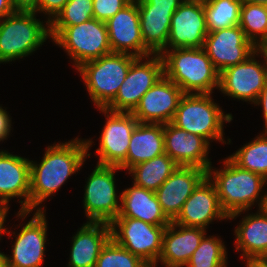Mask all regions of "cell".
Instances as JSON below:
<instances>
[{"label":"cell","mask_w":267,"mask_h":267,"mask_svg":"<svg viewBox=\"0 0 267 267\" xmlns=\"http://www.w3.org/2000/svg\"><path fill=\"white\" fill-rule=\"evenodd\" d=\"M10 212H7L5 209L0 207V242H1V229H2V225L5 219L6 214H8Z\"/></svg>","instance_id":"f6af8a7d"},{"label":"cell","mask_w":267,"mask_h":267,"mask_svg":"<svg viewBox=\"0 0 267 267\" xmlns=\"http://www.w3.org/2000/svg\"><path fill=\"white\" fill-rule=\"evenodd\" d=\"M219 169L210 166L207 176L214 184L222 209L229 216L233 213L260 207L267 180L236 165L226 157Z\"/></svg>","instance_id":"7a4b0ae2"},{"label":"cell","mask_w":267,"mask_h":267,"mask_svg":"<svg viewBox=\"0 0 267 267\" xmlns=\"http://www.w3.org/2000/svg\"><path fill=\"white\" fill-rule=\"evenodd\" d=\"M146 264L111 238L102 248L95 267H144Z\"/></svg>","instance_id":"836d02e7"},{"label":"cell","mask_w":267,"mask_h":267,"mask_svg":"<svg viewBox=\"0 0 267 267\" xmlns=\"http://www.w3.org/2000/svg\"><path fill=\"white\" fill-rule=\"evenodd\" d=\"M93 17V0H69L49 23L53 41L66 27L80 25Z\"/></svg>","instance_id":"d6a6232c"},{"label":"cell","mask_w":267,"mask_h":267,"mask_svg":"<svg viewBox=\"0 0 267 267\" xmlns=\"http://www.w3.org/2000/svg\"><path fill=\"white\" fill-rule=\"evenodd\" d=\"M13 153L0 149V207L9 212V202L18 199L20 207L15 218L23 222L32 214L29 212L30 159Z\"/></svg>","instance_id":"5bb4252c"},{"label":"cell","mask_w":267,"mask_h":267,"mask_svg":"<svg viewBox=\"0 0 267 267\" xmlns=\"http://www.w3.org/2000/svg\"><path fill=\"white\" fill-rule=\"evenodd\" d=\"M233 115L226 113L213 99V94H184L172 120L177 128L203 137L209 144L221 142L231 144L225 139L224 126L231 123ZM227 140V141H226Z\"/></svg>","instance_id":"5b68a950"},{"label":"cell","mask_w":267,"mask_h":267,"mask_svg":"<svg viewBox=\"0 0 267 267\" xmlns=\"http://www.w3.org/2000/svg\"><path fill=\"white\" fill-rule=\"evenodd\" d=\"M207 230L171 223L166 227L162 251L157 264L161 267H185Z\"/></svg>","instance_id":"603a6c76"},{"label":"cell","mask_w":267,"mask_h":267,"mask_svg":"<svg viewBox=\"0 0 267 267\" xmlns=\"http://www.w3.org/2000/svg\"><path fill=\"white\" fill-rule=\"evenodd\" d=\"M6 110V107H3L2 104H0V143H3L12 136L11 131H13L12 117L9 114V111Z\"/></svg>","instance_id":"8d00e7d4"},{"label":"cell","mask_w":267,"mask_h":267,"mask_svg":"<svg viewBox=\"0 0 267 267\" xmlns=\"http://www.w3.org/2000/svg\"><path fill=\"white\" fill-rule=\"evenodd\" d=\"M106 26L112 52L126 53L136 57L152 55L144 46L136 0H131L111 17L106 22Z\"/></svg>","instance_id":"d6986e66"},{"label":"cell","mask_w":267,"mask_h":267,"mask_svg":"<svg viewBox=\"0 0 267 267\" xmlns=\"http://www.w3.org/2000/svg\"><path fill=\"white\" fill-rule=\"evenodd\" d=\"M206 176L205 169L178 166L155 191L162 211L170 221L178 216L185 201Z\"/></svg>","instance_id":"44dd1931"},{"label":"cell","mask_w":267,"mask_h":267,"mask_svg":"<svg viewBox=\"0 0 267 267\" xmlns=\"http://www.w3.org/2000/svg\"><path fill=\"white\" fill-rule=\"evenodd\" d=\"M7 217L9 216L6 214L1 229V240L3 235H7L11 242L13 241L11 238L15 237L11 245V254L2 252L8 267H41L47 251L45 246L49 241L46 211H33L27 223L16 224L21 228L17 233L12 231V226L6 227Z\"/></svg>","instance_id":"52a82bcc"},{"label":"cell","mask_w":267,"mask_h":267,"mask_svg":"<svg viewBox=\"0 0 267 267\" xmlns=\"http://www.w3.org/2000/svg\"><path fill=\"white\" fill-rule=\"evenodd\" d=\"M243 0H203L207 32L239 25Z\"/></svg>","instance_id":"f546056e"},{"label":"cell","mask_w":267,"mask_h":267,"mask_svg":"<svg viewBox=\"0 0 267 267\" xmlns=\"http://www.w3.org/2000/svg\"><path fill=\"white\" fill-rule=\"evenodd\" d=\"M239 216L242 218L233 233L234 251L240 253L242 261L262 259L267 254V216L259 209L254 213L245 210L229 215L228 220H236Z\"/></svg>","instance_id":"7402d4cb"},{"label":"cell","mask_w":267,"mask_h":267,"mask_svg":"<svg viewBox=\"0 0 267 267\" xmlns=\"http://www.w3.org/2000/svg\"><path fill=\"white\" fill-rule=\"evenodd\" d=\"M164 75L160 54L137 57L116 97L105 107L113 112H132L142 96Z\"/></svg>","instance_id":"4fadbf2b"},{"label":"cell","mask_w":267,"mask_h":267,"mask_svg":"<svg viewBox=\"0 0 267 267\" xmlns=\"http://www.w3.org/2000/svg\"><path fill=\"white\" fill-rule=\"evenodd\" d=\"M93 145V138L77 136L48 145L40 162L30 160L29 212L46 211L43 203L53 198L72 175L79 173L86 159H90Z\"/></svg>","instance_id":"6da1fadb"},{"label":"cell","mask_w":267,"mask_h":267,"mask_svg":"<svg viewBox=\"0 0 267 267\" xmlns=\"http://www.w3.org/2000/svg\"><path fill=\"white\" fill-rule=\"evenodd\" d=\"M164 150L178 166H194L208 170L211 144L203 137L177 128L171 122L163 124ZM210 149V150H209Z\"/></svg>","instance_id":"ffe728a7"},{"label":"cell","mask_w":267,"mask_h":267,"mask_svg":"<svg viewBox=\"0 0 267 267\" xmlns=\"http://www.w3.org/2000/svg\"><path fill=\"white\" fill-rule=\"evenodd\" d=\"M164 153L163 124L138 123L129 141L125 170Z\"/></svg>","instance_id":"484cf974"},{"label":"cell","mask_w":267,"mask_h":267,"mask_svg":"<svg viewBox=\"0 0 267 267\" xmlns=\"http://www.w3.org/2000/svg\"><path fill=\"white\" fill-rule=\"evenodd\" d=\"M119 170L116 166L96 164L85 178L82 202L87 222L110 224L119 215L121 192L118 195L115 178Z\"/></svg>","instance_id":"ba28073f"},{"label":"cell","mask_w":267,"mask_h":267,"mask_svg":"<svg viewBox=\"0 0 267 267\" xmlns=\"http://www.w3.org/2000/svg\"><path fill=\"white\" fill-rule=\"evenodd\" d=\"M261 260L267 264V254Z\"/></svg>","instance_id":"681fc988"},{"label":"cell","mask_w":267,"mask_h":267,"mask_svg":"<svg viewBox=\"0 0 267 267\" xmlns=\"http://www.w3.org/2000/svg\"><path fill=\"white\" fill-rule=\"evenodd\" d=\"M74 234L67 267H95L102 248L111 239L110 224L86 221Z\"/></svg>","instance_id":"cb8c5ba5"},{"label":"cell","mask_w":267,"mask_h":267,"mask_svg":"<svg viewBox=\"0 0 267 267\" xmlns=\"http://www.w3.org/2000/svg\"><path fill=\"white\" fill-rule=\"evenodd\" d=\"M38 16L35 11L16 10L0 20V64L31 56L51 40L49 22Z\"/></svg>","instance_id":"277c9868"},{"label":"cell","mask_w":267,"mask_h":267,"mask_svg":"<svg viewBox=\"0 0 267 267\" xmlns=\"http://www.w3.org/2000/svg\"><path fill=\"white\" fill-rule=\"evenodd\" d=\"M176 10L162 7H138L144 46L152 54H161L167 49L171 18Z\"/></svg>","instance_id":"4316f807"},{"label":"cell","mask_w":267,"mask_h":267,"mask_svg":"<svg viewBox=\"0 0 267 267\" xmlns=\"http://www.w3.org/2000/svg\"><path fill=\"white\" fill-rule=\"evenodd\" d=\"M157 265V263H148L144 267H158Z\"/></svg>","instance_id":"c3c4849f"},{"label":"cell","mask_w":267,"mask_h":267,"mask_svg":"<svg viewBox=\"0 0 267 267\" xmlns=\"http://www.w3.org/2000/svg\"><path fill=\"white\" fill-rule=\"evenodd\" d=\"M257 50L264 56L267 61V38L261 43Z\"/></svg>","instance_id":"ee69618b"},{"label":"cell","mask_w":267,"mask_h":267,"mask_svg":"<svg viewBox=\"0 0 267 267\" xmlns=\"http://www.w3.org/2000/svg\"><path fill=\"white\" fill-rule=\"evenodd\" d=\"M111 238L140 257L145 263H157L167 226H156L129 217H116L111 223Z\"/></svg>","instance_id":"30bf717a"},{"label":"cell","mask_w":267,"mask_h":267,"mask_svg":"<svg viewBox=\"0 0 267 267\" xmlns=\"http://www.w3.org/2000/svg\"><path fill=\"white\" fill-rule=\"evenodd\" d=\"M260 132L228 157L239 167L260 174L267 180V132Z\"/></svg>","instance_id":"f1b7e54d"},{"label":"cell","mask_w":267,"mask_h":267,"mask_svg":"<svg viewBox=\"0 0 267 267\" xmlns=\"http://www.w3.org/2000/svg\"><path fill=\"white\" fill-rule=\"evenodd\" d=\"M184 94L175 83L163 75L142 96L131 113L139 123H170Z\"/></svg>","instance_id":"e0dca14e"},{"label":"cell","mask_w":267,"mask_h":267,"mask_svg":"<svg viewBox=\"0 0 267 267\" xmlns=\"http://www.w3.org/2000/svg\"><path fill=\"white\" fill-rule=\"evenodd\" d=\"M117 217L135 218L156 226H168L171 223L163 213L156 193L133 183L121 192Z\"/></svg>","instance_id":"d4e9b609"},{"label":"cell","mask_w":267,"mask_h":267,"mask_svg":"<svg viewBox=\"0 0 267 267\" xmlns=\"http://www.w3.org/2000/svg\"><path fill=\"white\" fill-rule=\"evenodd\" d=\"M203 48L219 73L246 61L257 51L239 25L208 33Z\"/></svg>","instance_id":"9a60e30c"},{"label":"cell","mask_w":267,"mask_h":267,"mask_svg":"<svg viewBox=\"0 0 267 267\" xmlns=\"http://www.w3.org/2000/svg\"><path fill=\"white\" fill-rule=\"evenodd\" d=\"M130 1L131 0H93V17L106 23Z\"/></svg>","instance_id":"e575fe53"},{"label":"cell","mask_w":267,"mask_h":267,"mask_svg":"<svg viewBox=\"0 0 267 267\" xmlns=\"http://www.w3.org/2000/svg\"><path fill=\"white\" fill-rule=\"evenodd\" d=\"M264 215L267 216V188L264 189L262 201L258 208Z\"/></svg>","instance_id":"7bdbcfd3"},{"label":"cell","mask_w":267,"mask_h":267,"mask_svg":"<svg viewBox=\"0 0 267 267\" xmlns=\"http://www.w3.org/2000/svg\"><path fill=\"white\" fill-rule=\"evenodd\" d=\"M266 82L267 61L257 50L246 61L220 72L218 90L233 100L254 104Z\"/></svg>","instance_id":"8fae6325"},{"label":"cell","mask_w":267,"mask_h":267,"mask_svg":"<svg viewBox=\"0 0 267 267\" xmlns=\"http://www.w3.org/2000/svg\"><path fill=\"white\" fill-rule=\"evenodd\" d=\"M136 56L110 53L81 64L76 71L81 76L94 108H105L124 82Z\"/></svg>","instance_id":"8992f818"},{"label":"cell","mask_w":267,"mask_h":267,"mask_svg":"<svg viewBox=\"0 0 267 267\" xmlns=\"http://www.w3.org/2000/svg\"><path fill=\"white\" fill-rule=\"evenodd\" d=\"M0 267H8L3 253L0 251Z\"/></svg>","instance_id":"7dc6e473"},{"label":"cell","mask_w":267,"mask_h":267,"mask_svg":"<svg viewBox=\"0 0 267 267\" xmlns=\"http://www.w3.org/2000/svg\"><path fill=\"white\" fill-rule=\"evenodd\" d=\"M239 26L257 48L267 38V6L242 2Z\"/></svg>","instance_id":"1f68e13d"},{"label":"cell","mask_w":267,"mask_h":267,"mask_svg":"<svg viewBox=\"0 0 267 267\" xmlns=\"http://www.w3.org/2000/svg\"><path fill=\"white\" fill-rule=\"evenodd\" d=\"M249 3L253 4H259V5H266L267 6V0H243Z\"/></svg>","instance_id":"bcb514c9"},{"label":"cell","mask_w":267,"mask_h":267,"mask_svg":"<svg viewBox=\"0 0 267 267\" xmlns=\"http://www.w3.org/2000/svg\"><path fill=\"white\" fill-rule=\"evenodd\" d=\"M105 116V124L99 135V146L95 155L97 164L116 166L125 171V159L129 149L131 134L139 123L131 112H113L97 108Z\"/></svg>","instance_id":"7c38bea8"},{"label":"cell","mask_w":267,"mask_h":267,"mask_svg":"<svg viewBox=\"0 0 267 267\" xmlns=\"http://www.w3.org/2000/svg\"><path fill=\"white\" fill-rule=\"evenodd\" d=\"M164 76L185 94H213L219 88L220 73L204 48L166 49L160 54Z\"/></svg>","instance_id":"3957f363"},{"label":"cell","mask_w":267,"mask_h":267,"mask_svg":"<svg viewBox=\"0 0 267 267\" xmlns=\"http://www.w3.org/2000/svg\"><path fill=\"white\" fill-rule=\"evenodd\" d=\"M243 262H245L246 267H267V264L263 262L261 259H251Z\"/></svg>","instance_id":"b9f144b4"},{"label":"cell","mask_w":267,"mask_h":267,"mask_svg":"<svg viewBox=\"0 0 267 267\" xmlns=\"http://www.w3.org/2000/svg\"><path fill=\"white\" fill-rule=\"evenodd\" d=\"M69 0H39L37 7L33 10L36 13L42 14L43 17L50 23L57 14L62 10Z\"/></svg>","instance_id":"d590c367"},{"label":"cell","mask_w":267,"mask_h":267,"mask_svg":"<svg viewBox=\"0 0 267 267\" xmlns=\"http://www.w3.org/2000/svg\"><path fill=\"white\" fill-rule=\"evenodd\" d=\"M138 7H162L178 9L184 0H136Z\"/></svg>","instance_id":"74e56055"},{"label":"cell","mask_w":267,"mask_h":267,"mask_svg":"<svg viewBox=\"0 0 267 267\" xmlns=\"http://www.w3.org/2000/svg\"><path fill=\"white\" fill-rule=\"evenodd\" d=\"M16 10L33 11L39 0H11Z\"/></svg>","instance_id":"ab89813d"},{"label":"cell","mask_w":267,"mask_h":267,"mask_svg":"<svg viewBox=\"0 0 267 267\" xmlns=\"http://www.w3.org/2000/svg\"><path fill=\"white\" fill-rule=\"evenodd\" d=\"M229 216L222 209L216 188L206 176L185 201L178 216L172 221L187 227L209 228L215 220L228 222Z\"/></svg>","instance_id":"ac0fdd59"},{"label":"cell","mask_w":267,"mask_h":267,"mask_svg":"<svg viewBox=\"0 0 267 267\" xmlns=\"http://www.w3.org/2000/svg\"><path fill=\"white\" fill-rule=\"evenodd\" d=\"M16 11L11 0H0V20Z\"/></svg>","instance_id":"60d3db41"},{"label":"cell","mask_w":267,"mask_h":267,"mask_svg":"<svg viewBox=\"0 0 267 267\" xmlns=\"http://www.w3.org/2000/svg\"><path fill=\"white\" fill-rule=\"evenodd\" d=\"M52 42L65 51L75 69L112 53L106 23L95 18L66 27Z\"/></svg>","instance_id":"9c48e42d"},{"label":"cell","mask_w":267,"mask_h":267,"mask_svg":"<svg viewBox=\"0 0 267 267\" xmlns=\"http://www.w3.org/2000/svg\"><path fill=\"white\" fill-rule=\"evenodd\" d=\"M254 106H260L262 108V116L264 122V130L263 132H267V82L265 87L262 89L260 95L258 96L256 102L253 104Z\"/></svg>","instance_id":"f35d334b"},{"label":"cell","mask_w":267,"mask_h":267,"mask_svg":"<svg viewBox=\"0 0 267 267\" xmlns=\"http://www.w3.org/2000/svg\"><path fill=\"white\" fill-rule=\"evenodd\" d=\"M178 167L166 153L131 167L126 173L136 186L156 191Z\"/></svg>","instance_id":"83f0119b"},{"label":"cell","mask_w":267,"mask_h":267,"mask_svg":"<svg viewBox=\"0 0 267 267\" xmlns=\"http://www.w3.org/2000/svg\"><path fill=\"white\" fill-rule=\"evenodd\" d=\"M207 34L203 0H184L171 18L167 49L202 48Z\"/></svg>","instance_id":"2e32d148"},{"label":"cell","mask_w":267,"mask_h":267,"mask_svg":"<svg viewBox=\"0 0 267 267\" xmlns=\"http://www.w3.org/2000/svg\"><path fill=\"white\" fill-rule=\"evenodd\" d=\"M206 234L185 267H228V251L221 236ZM224 241V242H223Z\"/></svg>","instance_id":"4dcf8cb0"}]
</instances>
